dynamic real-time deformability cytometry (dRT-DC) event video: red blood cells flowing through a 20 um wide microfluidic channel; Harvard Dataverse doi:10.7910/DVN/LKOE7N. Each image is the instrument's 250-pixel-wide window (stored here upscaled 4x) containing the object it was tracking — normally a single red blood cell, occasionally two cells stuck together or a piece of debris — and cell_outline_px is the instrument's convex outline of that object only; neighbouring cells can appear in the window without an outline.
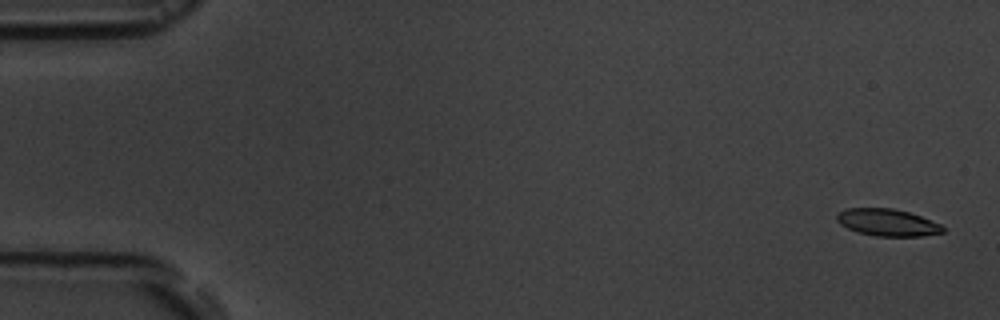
{"species": "common noctule bat (a hibernating species)", "species_latin": "Nyctalus noctula", "temperature_condition": "room temperature", "stored_images_in_passage": 5, "camera_frame_rate_fps": 3000, "um_per_image_px": 0.085, "animal": {"sex": "male", "body_mass_g": 19.5, "forearm_length_mm": 54.6}, "frame": {"image": 1, "passage_image": 1, "time_ms": 0.0, "image_size_px": [1000, 320], "cell_outline_px": [[944, 232], [920, 236], [876, 236], [856, 232], [840, 224], [836, 220], [836, 216], [844, 208], [892, 208], [908, 212], [920, 216], [940, 224], [944, 228]], "centroid_in_image_um": [75.4, 18.91], "position_along_channel_um": 9.6, "area_um2": 16.65}}